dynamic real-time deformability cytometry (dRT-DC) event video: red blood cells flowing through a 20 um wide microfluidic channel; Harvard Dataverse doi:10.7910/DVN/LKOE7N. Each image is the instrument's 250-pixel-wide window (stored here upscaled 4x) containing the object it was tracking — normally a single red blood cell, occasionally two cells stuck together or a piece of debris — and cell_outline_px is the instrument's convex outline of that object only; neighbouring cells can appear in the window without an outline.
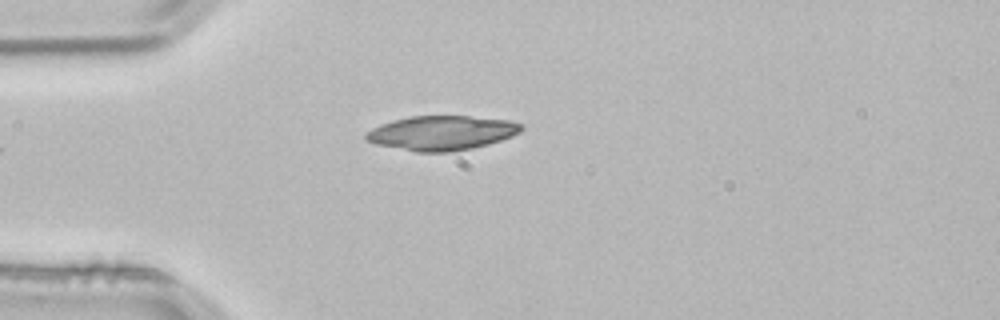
{"species": "common noctule bat (a hibernating species)", "species_latin": "Nyctalus noctula", "temperature_condition": "room temperature", "stored_images_in_passage": 3, "camera_frame_rate_fps": 3000, "um_per_image_px": 0.085, "animal": {"sex": "male", "body_mass_g": 21.5, "forearm_length_mm": 52.0}, "frame": {"image": 1, "passage_image": 3, "time_ms": 0.667, "image_size_px": [1000, 320], "cell_outline_px": [[524, 128], [520, 132], [512, 136], [488, 144], [472, 148], [448, 152], [416, 152], [376, 144], [364, 140], [364, 132], [380, 124], [392, 120], [408, 116], [468, 116], [508, 120], [524, 124]], "centroid_in_image_um": [37.51, 11.29], "position_along_channel_um": 47.5, "area_um2": 31.39}}